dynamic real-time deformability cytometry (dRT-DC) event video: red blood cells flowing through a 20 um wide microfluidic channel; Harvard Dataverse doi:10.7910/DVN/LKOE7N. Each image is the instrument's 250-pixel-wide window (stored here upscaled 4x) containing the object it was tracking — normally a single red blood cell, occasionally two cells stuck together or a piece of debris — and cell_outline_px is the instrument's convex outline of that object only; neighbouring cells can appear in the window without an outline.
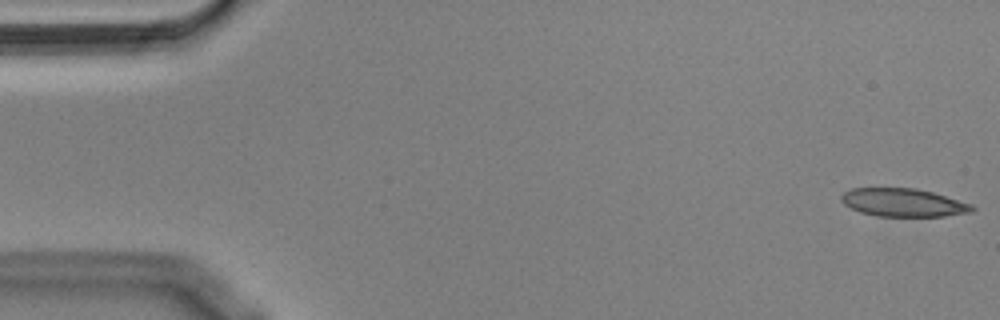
{"species": "Egyptian fruit bat (a non-hibernating species)", "species_latin": "Rousettus aegyptiacus", "temperature_condition": "cold", "stored_images_in_passage": 55, "camera_frame_rate_fps": 3000, "um_per_image_px": 0.085, "animal": {"sex": "male"}, "frame": {"image": 1, "passage_image": 1, "time_ms": 0.0, "image_size_px": [1000, 320], "cell_outline_px": [[976, 208], [972, 212], [944, 216], [876, 216], [860, 212], [844, 204], [840, 200], [840, 196], [844, 192], [852, 188], [916, 188], [932, 192], [972, 204]], "centroid_in_image_um": [76.77, 17.22], "position_along_channel_um": 8.2, "area_um2": 21.44}}
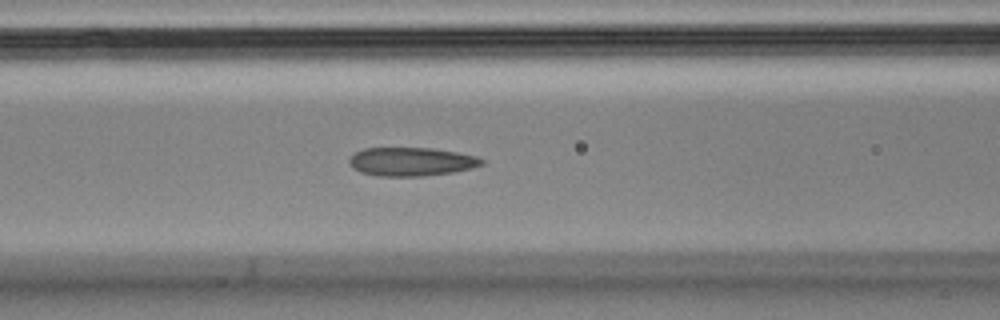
{"frame": {"image": 2, "passage_image": 22, "time_ms": 7.0, "image_size_px": [1000, 320], "cell_outline_px": [[484, 164], [472, 168], [452, 172], [424, 176], [380, 176], [360, 172], [352, 168], [348, 164], [348, 160], [356, 152], [364, 148], [432, 148], [456, 152], [476, 156], [484, 160]], "centroid_in_image_um": [34.95, 13.74], "position_along_channel_um": 131.7, "area_um2": 22.08}}
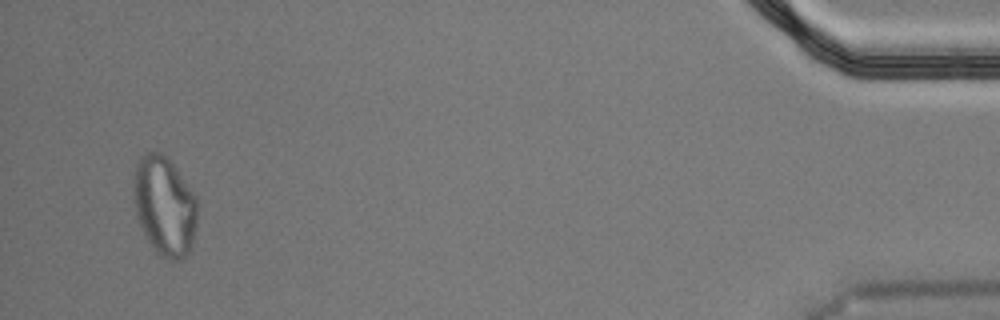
{"frame": {"image": 3, "passage_image": 53, "time_ms": 17.333, "image_size_px": [1000, 320], "cell_outline_px": [[196, 224], [192, 244], [188, 252], [180, 260], [168, 260], [160, 256], [156, 252], [148, 240], [136, 216], [136, 164], [140, 156], [148, 152], [160, 152], [168, 156], [196, 196]], "centroid_in_image_um": [14.02, 17.51], "position_along_channel_um": 421.2, "area_um2": 36.3}, "authors_computed_cell_mechanics": {"area_um2": 23.0044, "velocity_mm_per_s": 3.579, "shape_relaxation_time_tau1_ms": null, "shape_relaxation_time_tau2_ms": 2.8505, "deformation_change_tau1": null, "deformation_change_tau2": 0.1106}}